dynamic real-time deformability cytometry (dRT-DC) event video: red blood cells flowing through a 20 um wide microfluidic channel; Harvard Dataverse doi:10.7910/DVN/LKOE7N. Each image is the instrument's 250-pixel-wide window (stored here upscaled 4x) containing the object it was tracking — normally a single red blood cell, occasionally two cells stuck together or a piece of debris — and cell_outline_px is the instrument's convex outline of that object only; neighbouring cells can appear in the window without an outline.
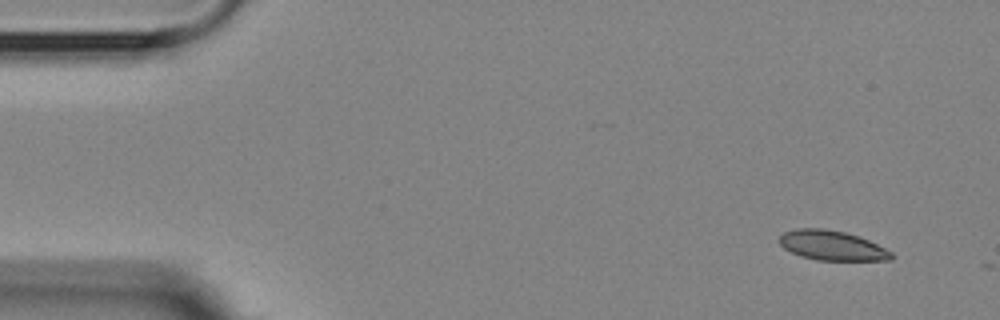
{"species": "Egyptian fruit bat (a non-hibernating species)", "species_latin": "Rousettus aegyptiacus", "temperature_condition": "room temperature", "stored_images_in_passage": 5, "camera_frame_rate_fps": 3000, "um_per_image_px": 0.085, "animal": {"sex": "female"}, "frame": {"image": 1, "passage_image": 1, "time_ms": 0.0, "image_size_px": [1000, 320], "cell_outline_px": [[892, 260], [816, 260], [800, 256], [784, 248], [780, 244], [780, 236], [784, 232], [796, 228], [824, 228], [844, 232], [860, 236], [892, 252]], "centroid_in_image_um": [70.7, 20.86], "position_along_channel_um": 14.3, "area_um2": 19.31}}
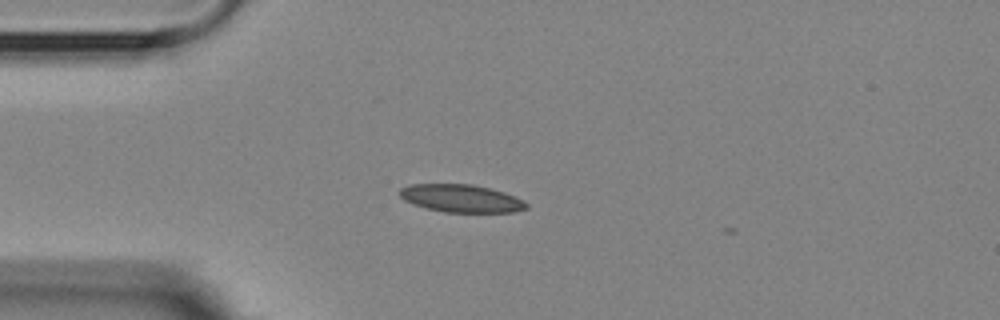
{"frame": {"image": 2, "passage_image": 4, "time_ms": 3.333, "image_size_px": [1000, 320], "cell_outline_px": [[528, 208], [512, 212], [444, 212], [412, 204], [404, 200], [400, 196], [400, 188], [408, 184], [472, 184], [492, 188], [516, 196], [524, 200], [528, 204]], "centroid_in_image_um": [39.22, 16.85], "position_along_channel_um": 45.8, "area_um2": 20.63}}
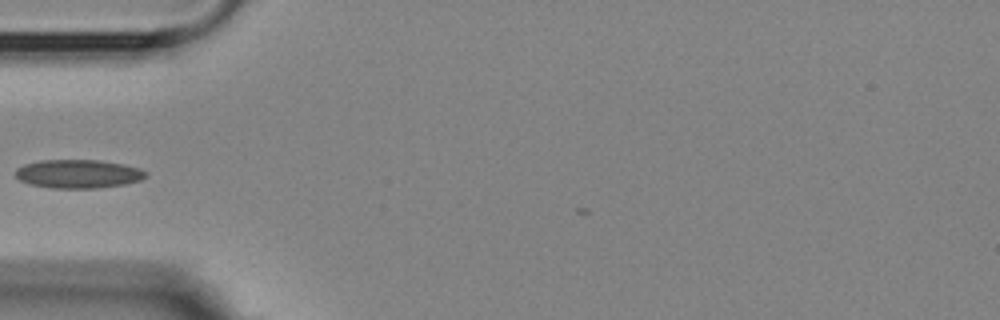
{"frame": {"image": 3, "passage_image": 5, "time_ms": 4.667, "image_size_px": [1000, 320], "cell_outline_px": [[148, 176], [140, 180], [124, 184], [96, 188], [52, 188], [28, 184], [20, 180], [12, 172], [16, 168], [24, 164], [40, 160], [100, 160], [124, 164], [140, 168], [148, 172]], "centroid_in_image_um": [6.63, 14.77], "position_along_channel_um": 78.4, "area_um2": 21.96}}